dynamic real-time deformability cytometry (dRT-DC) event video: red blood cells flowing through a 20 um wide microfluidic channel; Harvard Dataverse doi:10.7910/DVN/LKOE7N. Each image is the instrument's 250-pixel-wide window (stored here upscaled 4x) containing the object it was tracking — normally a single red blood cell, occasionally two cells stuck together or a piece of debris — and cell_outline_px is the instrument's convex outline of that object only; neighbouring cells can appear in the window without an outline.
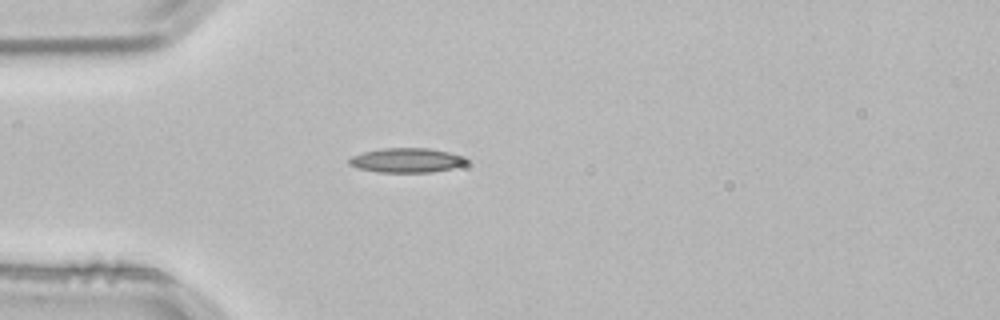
{"species": "common noctule bat (a hibernating species)", "species_latin": "Nyctalus noctula", "temperature_condition": "room temperature", "stored_images_in_passage": 2, "camera_frame_rate_fps": 3000, "um_per_image_px": 0.085, "animal": {"sex": "male", "body_mass_g": 21.5, "forearm_length_mm": 52.0}, "frame": {"image": 1, "passage_image": 2, "time_ms": 0.333, "image_size_px": [1000, 320], "cell_outline_px": [[468, 164], [452, 168], [432, 172], [376, 172], [356, 168], [348, 164], [348, 160], [352, 156], [364, 152], [384, 148], [428, 148], [468, 156]], "centroid_in_image_um": [34.61, 13.63], "position_along_channel_um": 50.4, "area_um2": 16.94}}